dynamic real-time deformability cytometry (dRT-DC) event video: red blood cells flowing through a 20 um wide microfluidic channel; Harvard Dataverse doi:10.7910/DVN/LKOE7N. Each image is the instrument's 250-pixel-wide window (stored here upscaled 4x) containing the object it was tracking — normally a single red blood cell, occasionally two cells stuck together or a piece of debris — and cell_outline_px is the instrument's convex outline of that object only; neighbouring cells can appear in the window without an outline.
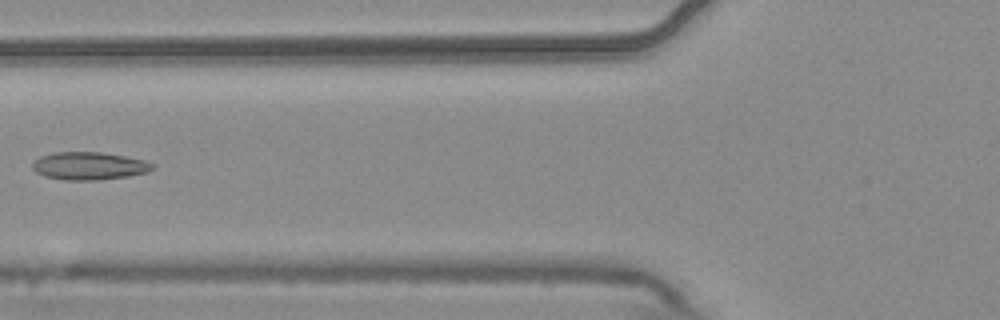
{"species": "common noctule bat (a hibernating species)", "species_latin": "Nyctalus noctula", "temperature_condition": "warm", "stored_images_in_passage": 7, "camera_frame_rate_fps": 3000, "um_per_image_px": 0.085, "animal": {"sex": "male", "body_mass_g": 20.4}, "frame": {"image": 1, "passage_image": 6, "time_ms": 1.667, "image_size_px": [1000, 320], "cell_outline_px": [[156, 168], [148, 172], [128, 176], [96, 180], [64, 180], [44, 176], [36, 172], [32, 168], [32, 164], [40, 156], [56, 152], [100, 152], [124, 156], [144, 160], [156, 164]], "centroid_in_image_um": [7.6, 14.1], "position_along_channel_um": 118.2, "area_um2": 19.48}}
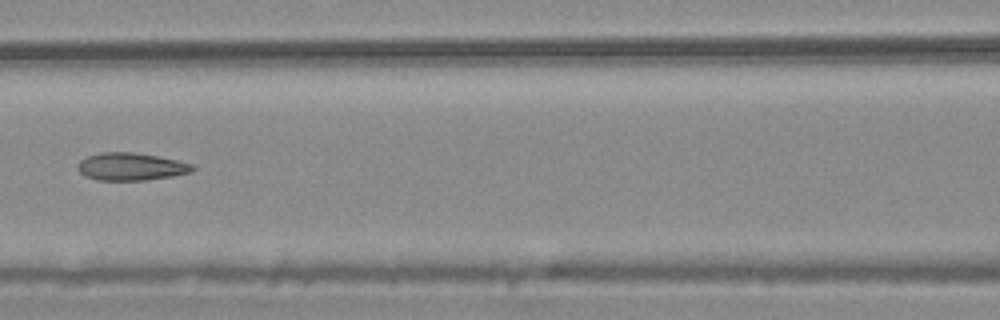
{"frame": {"image": 2, "passage_image": 7, "time_ms": 2.0, "image_size_px": [1000, 320], "cell_outline_px": [[196, 168], [192, 172], [172, 176], [144, 180], [96, 180], [84, 176], [76, 168], [76, 164], [80, 160], [88, 156], [100, 152], [132, 152], [160, 156], [192, 164]], "centroid_in_image_um": [11.1, 14.16], "position_along_channel_um": 155.5, "area_um2": 18.61}}